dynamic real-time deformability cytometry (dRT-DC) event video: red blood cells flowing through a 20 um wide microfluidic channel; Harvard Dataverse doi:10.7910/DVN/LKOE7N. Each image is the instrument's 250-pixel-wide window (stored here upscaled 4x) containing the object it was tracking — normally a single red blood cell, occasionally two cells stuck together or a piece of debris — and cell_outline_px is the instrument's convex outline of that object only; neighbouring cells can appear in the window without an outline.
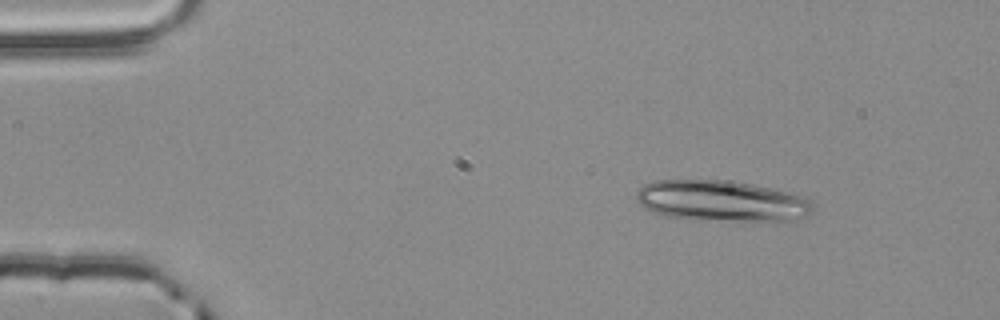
{"species": "common noctule bat (a hibernating species)", "species_latin": "Nyctalus noctula", "temperature_condition": "room temperature", "stored_images_in_passage": 4, "camera_frame_rate_fps": 3000, "um_per_image_px": 0.085, "animal": {"sex": "male", "body_mass_g": 20.4}, "frame": {"image": 1, "passage_image": 2, "time_ms": 0.333, "image_size_px": [1000, 320], "cell_outline_px": [[812, 212], [808, 216], [792, 220], [752, 224], [740, 224], [660, 216], [644, 208], [640, 204], [636, 196], [636, 192], [644, 184], [656, 180], [728, 180], [752, 184], [808, 196], [812, 204]], "centroid_in_image_um": [61.4, 17.14], "position_along_channel_um": 23.6, "area_um2": 43.87}}